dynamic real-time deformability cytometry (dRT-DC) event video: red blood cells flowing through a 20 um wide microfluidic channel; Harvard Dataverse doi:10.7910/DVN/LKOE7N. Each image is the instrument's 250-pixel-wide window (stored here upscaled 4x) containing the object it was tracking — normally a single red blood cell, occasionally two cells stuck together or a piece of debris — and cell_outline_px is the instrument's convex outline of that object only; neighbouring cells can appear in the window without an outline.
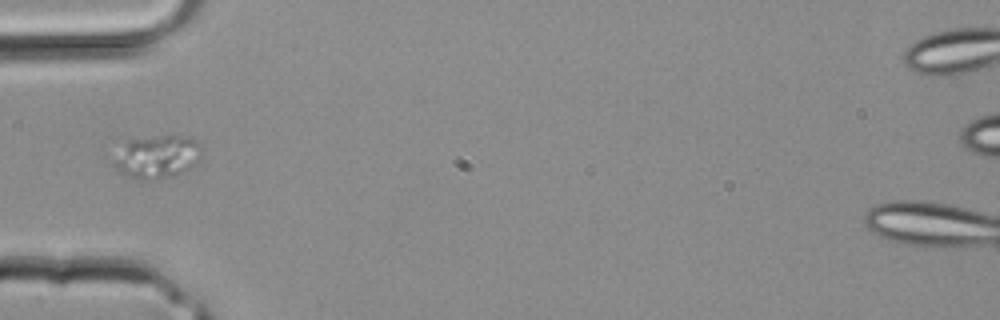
{"species": "common noctule bat (a hibernating species)", "species_latin": "Nyctalus noctula", "temperature_condition": "room temperature", "stored_images_in_passage": 4, "camera_frame_rate_fps": 3000, "um_per_image_px": 0.085, "animal": {"sex": "male", "body_mass_g": 20.4}, "frame": {"image": 1, "passage_image": 4, "time_ms": 1.0, "image_size_px": [1000, 320], "cell_outline_px": [[200, 144], [196, 160], [188, 168], [172, 176], [144, 180], [136, 180], [124, 176], [112, 164], [128, 140], [160, 136], [188, 136], [196, 140]], "centroid_in_image_um": [13.31, 13.34], "position_along_channel_um": 71.7, "area_um2": 21.27}}